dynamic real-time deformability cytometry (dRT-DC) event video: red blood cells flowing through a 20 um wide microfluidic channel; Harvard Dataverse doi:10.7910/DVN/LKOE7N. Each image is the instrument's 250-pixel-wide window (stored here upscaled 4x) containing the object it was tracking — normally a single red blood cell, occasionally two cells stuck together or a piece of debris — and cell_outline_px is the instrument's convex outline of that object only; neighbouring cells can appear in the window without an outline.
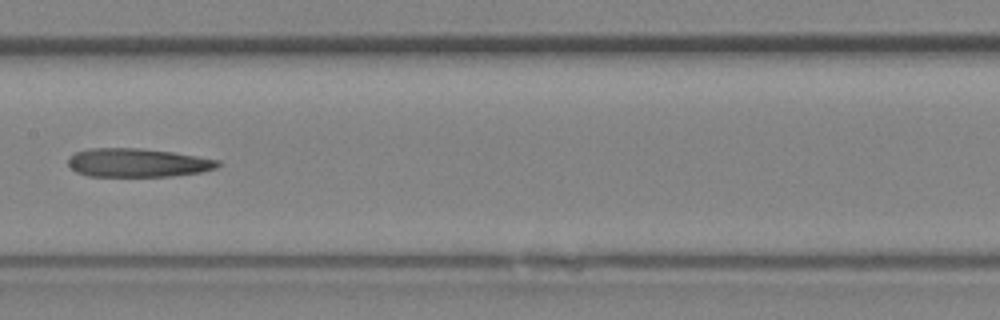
{"species": "Egyptian fruit bat (a non-hibernating species)", "species_latin": "Rousettus aegyptiacus", "temperature_condition": "room temperature", "stored_images_in_passage": 20, "camera_frame_rate_fps": 3000, "um_per_image_px": 0.085, "animal": {"sex": "female"}, "frame": {"image": 1, "passage_image": 15, "time_ms": 4.667, "image_size_px": [1000, 320], "cell_outline_px": [[220, 164], [216, 168], [200, 172], [172, 176], [88, 176], [76, 172], [68, 164], [68, 156], [76, 152], [88, 148], [140, 148], [172, 152], [220, 160]], "centroid_in_image_um": [11.67, 13.83], "position_along_channel_um": 195.7, "area_um2": 24.97}}